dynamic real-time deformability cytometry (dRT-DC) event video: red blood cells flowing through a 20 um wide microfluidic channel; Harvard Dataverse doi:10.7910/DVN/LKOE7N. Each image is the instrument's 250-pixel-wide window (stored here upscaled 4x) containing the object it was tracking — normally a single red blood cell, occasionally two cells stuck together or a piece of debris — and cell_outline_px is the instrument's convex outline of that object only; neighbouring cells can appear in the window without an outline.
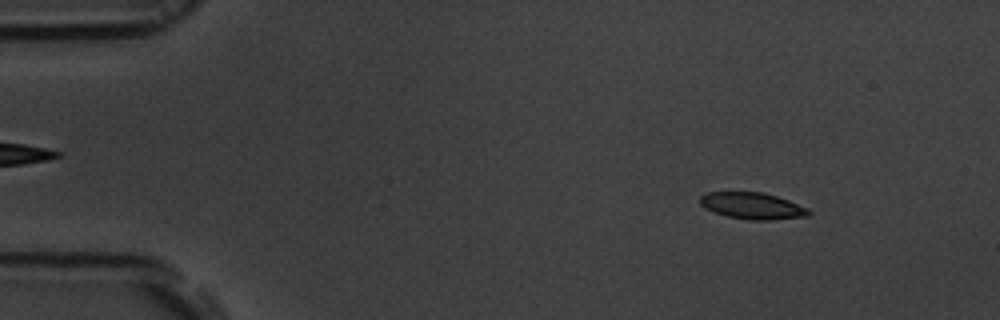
{"species": "common noctule bat (a hibernating species)", "species_latin": "Nyctalus noctula", "temperature_condition": "room temperature", "stored_images_in_passage": 54, "camera_frame_rate_fps": 3000, "um_per_image_px": 0.085, "animal": {"sex": "male", "body_mass_g": 19.5, "forearm_length_mm": 54.6}, "frame": {"image": 1, "passage_image": 6, "time_ms": 1.667, "image_size_px": [1000, 320], "cell_outline_px": [[812, 212], [808, 216], [772, 220], [748, 220], [728, 216], [704, 208], [700, 204], [700, 196], [708, 192], [764, 192], [788, 200], [808, 208]], "centroid_in_image_um": [63.97, 17.5], "position_along_channel_um": 21.0, "area_um2": 16.82}}
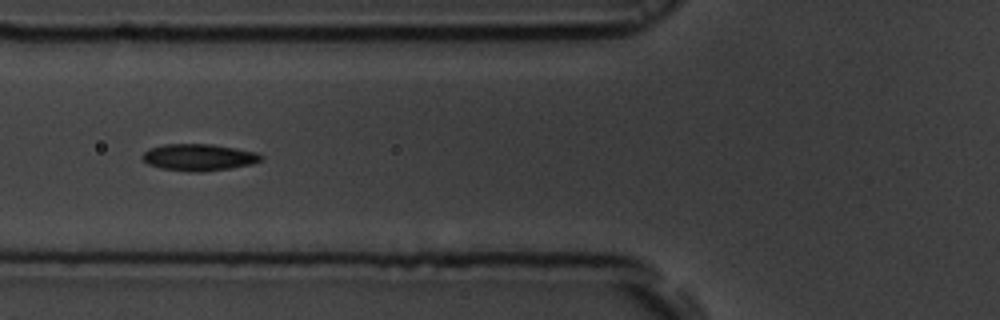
{"frame": {"image": 2, "passage_image": 20, "time_ms": 6.333, "image_size_px": [1000, 320], "cell_outline_px": [[264, 156], [260, 160], [252, 164], [228, 168], [200, 172], [188, 172], [160, 168], [148, 164], [140, 156], [148, 148], [164, 144], [212, 144], [236, 148], [256, 152]], "centroid_in_image_um": [16.86, 13.36], "position_along_channel_um": 108.9, "area_um2": 18.55}}
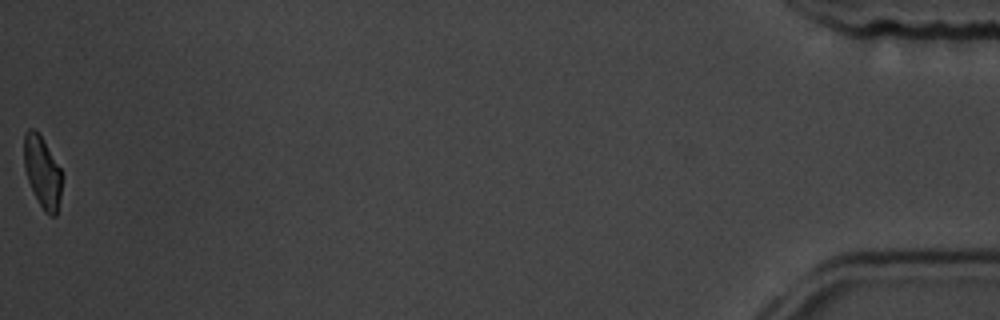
{"frame": {"image": 3, "passage_image": 54, "time_ms": 17.667, "image_size_px": [1000, 320], "cell_outline_px": [[60, 196], [56, 216], [48, 216], [44, 212], [28, 180], [24, 168], [24, 132], [28, 128], [32, 128], [40, 136], [60, 168]], "centroid_in_image_um": [3.57, 14.63], "position_along_channel_um": 431.6, "area_um2": 15.26}, "authors_computed_cell_mechanics": {"area_um2": 17.3111, "velocity_mm_per_s": 3.7314, "shape_relaxation_time_tau1_ms": 3.9633, "shape_relaxation_time_tau2_ms": 2.6564, "deformation_change_tau1": 0.1182, "deformation_change_tau2": 0.0787}}